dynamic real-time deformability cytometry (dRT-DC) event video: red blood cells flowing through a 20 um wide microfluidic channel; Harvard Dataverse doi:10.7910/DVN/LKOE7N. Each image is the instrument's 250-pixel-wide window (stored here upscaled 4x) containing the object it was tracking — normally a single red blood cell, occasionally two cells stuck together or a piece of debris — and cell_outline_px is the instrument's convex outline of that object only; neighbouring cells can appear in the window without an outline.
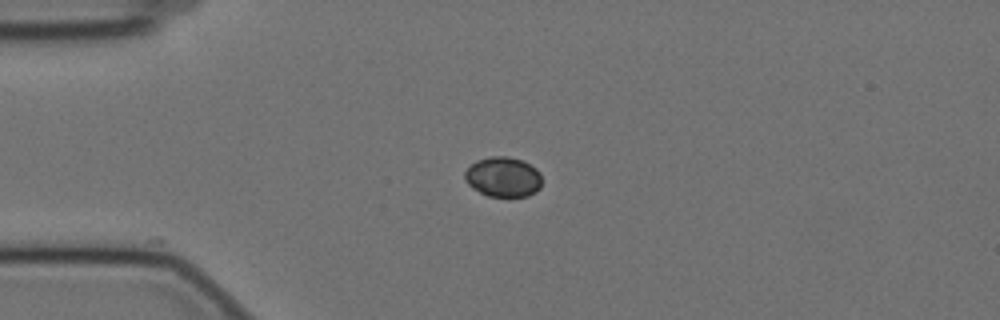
{"species": "Egyptian fruit bat (a non-hibernating species)", "species_latin": "Rousettus aegyptiacus", "temperature_condition": "cold", "stored_images_in_passage": 8, "camera_frame_rate_fps": 3000, "um_per_image_px": 0.085, "animal": {"sex": "female"}, "frame": {"image": 1, "passage_image": 1, "time_ms": 0.0, "image_size_px": [1000, 320], "cell_outline_px": [[540, 188], [536, 192], [528, 196], [488, 196], [472, 188], [464, 180], [464, 172], [476, 160], [488, 156], [508, 156], [524, 160], [536, 168], [540, 172]], "centroid_in_image_um": [42.76, 15.02], "position_along_channel_um": 42.2, "area_um2": 18.15}}
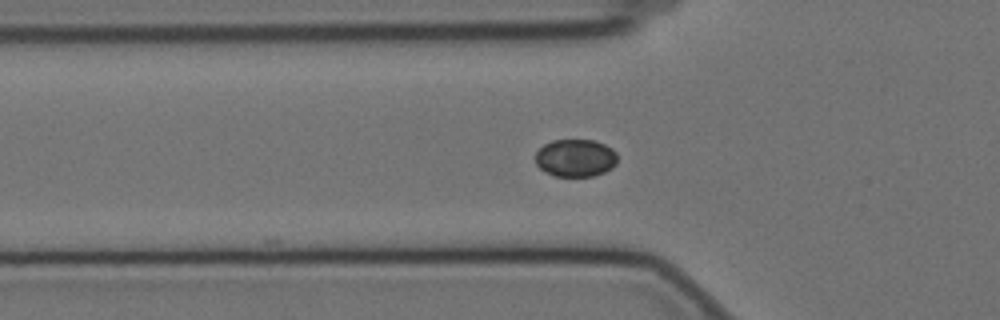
{"frame": {"image": 2, "passage_image": 6, "time_ms": 1.667, "image_size_px": [1000, 320], "cell_outline_px": [[616, 164], [612, 168], [604, 172], [592, 176], [556, 176], [544, 172], [536, 164], [536, 152], [544, 144], [552, 140], [592, 140], [604, 144], [612, 148], [616, 152]], "centroid_in_image_um": [48.91, 13.43], "position_along_channel_um": 76.9, "area_um2": 17.98}}